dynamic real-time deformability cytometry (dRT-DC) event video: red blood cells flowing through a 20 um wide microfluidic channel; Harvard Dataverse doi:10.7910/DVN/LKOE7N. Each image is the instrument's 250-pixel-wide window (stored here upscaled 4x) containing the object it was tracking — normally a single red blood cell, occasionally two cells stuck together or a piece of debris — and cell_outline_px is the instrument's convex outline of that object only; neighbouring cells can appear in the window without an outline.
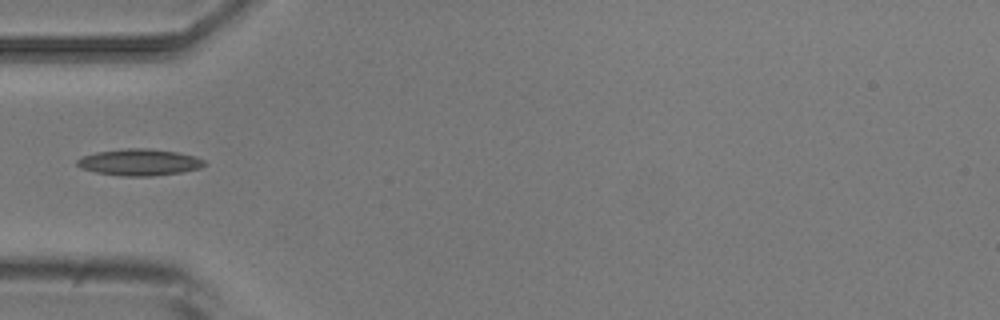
{"species": "common noctule bat (a hibernating species)", "species_latin": "Nyctalus noctula", "temperature_condition": "room temperature", "stored_images_in_passage": 5, "camera_frame_rate_fps": 3000, "um_per_image_px": 0.085, "animal": {"sex": "male", "body_mass_g": 20.5, "forearm_length_mm": 52.5}, "frame": {"image": 1, "passage_image": 3, "time_ms": 2.333, "image_size_px": [1000, 320], "cell_outline_px": [[208, 164], [200, 168], [180, 172], [152, 176], [120, 176], [96, 172], [80, 168], [76, 164], [76, 160], [84, 156], [96, 152], [128, 148], [148, 148], [176, 152], [196, 156], [204, 160]], "centroid_in_image_um": [11.86, 13.79], "position_along_channel_um": 73.1, "area_um2": 19.71}}
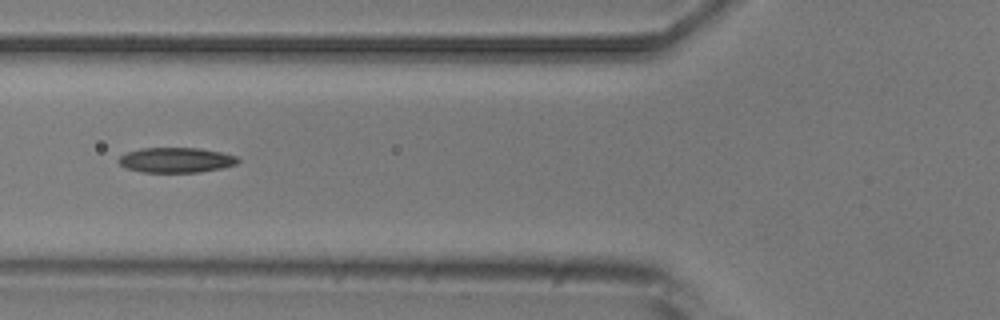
{"frame": {"image": 2, "passage_image": 4, "time_ms": 3.333, "image_size_px": [1000, 320], "cell_outline_px": [[240, 160], [236, 164], [220, 168], [200, 172], [144, 172], [128, 168], [120, 164], [120, 156], [128, 152], [140, 148], [200, 148], [220, 152], [236, 156]], "centroid_in_image_um": [14.99, 13.6], "position_along_channel_um": 110.8, "area_um2": 17.17}}
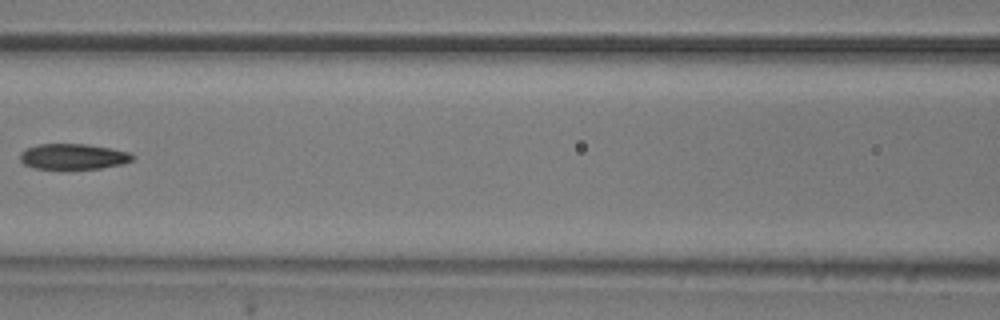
{"frame": {"image": 3, "passage_image": 5, "time_ms": 4.667, "image_size_px": [1000, 320], "cell_outline_px": [[136, 156], [132, 160], [120, 164], [100, 168], [68, 172], [64, 172], [32, 168], [24, 164], [20, 160], [20, 152], [24, 148], [40, 144], [84, 144], [108, 148], [128, 152]], "centroid_in_image_um": [6.14, 13.36], "position_along_channel_um": 160.5, "area_um2": 17.57}}